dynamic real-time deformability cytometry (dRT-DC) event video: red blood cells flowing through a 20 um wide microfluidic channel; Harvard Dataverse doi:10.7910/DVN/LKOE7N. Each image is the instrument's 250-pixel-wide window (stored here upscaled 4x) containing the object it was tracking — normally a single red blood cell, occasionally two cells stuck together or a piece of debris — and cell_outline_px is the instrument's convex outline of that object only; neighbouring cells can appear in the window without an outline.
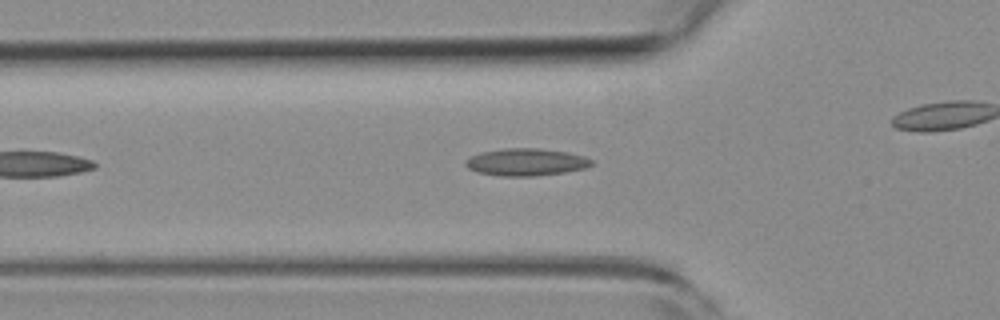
{"species": "common noctule bat (a hibernating species)", "species_latin": "Nyctalus noctula", "temperature_condition": "room temperature", "stored_images_in_passage": 33, "camera_frame_rate_fps": 3000, "um_per_image_px": 0.085, "animal": {"sex": "female", "body_mass_g": 19.3, "forearm_length_mm": 54.1}, "frame": {"image": 1, "passage_image": 8, "time_ms": 2.333, "image_size_px": [1000, 320], "cell_outline_px": [[592, 164], [584, 168], [564, 172], [536, 176], [500, 176], [476, 172], [468, 168], [464, 164], [464, 160], [480, 152], [504, 148], [540, 148], [568, 152], [584, 156], [592, 160]], "centroid_in_image_um": [44.68, 13.77], "position_along_channel_um": 81.1, "area_um2": 20.11}}
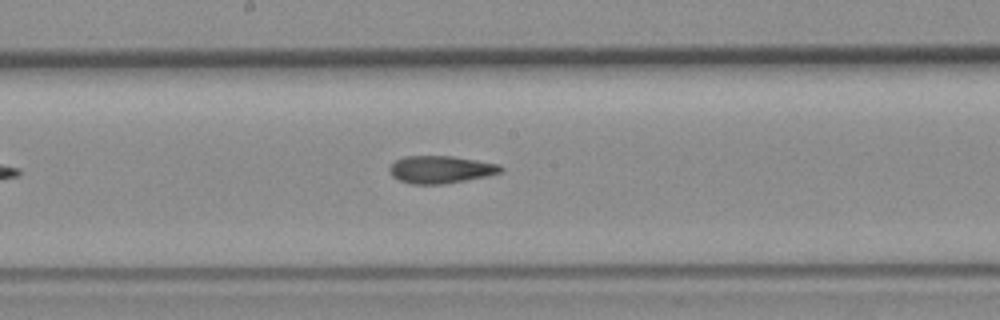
{"frame": {"image": 2, "passage_image": 18, "time_ms": 5.667, "image_size_px": [1000, 320], "cell_outline_px": [[504, 172], [488, 176], [444, 184], [412, 184], [400, 180], [392, 176], [388, 168], [396, 160], [404, 156], [452, 156], [500, 164], [504, 168]], "centroid_in_image_um": [37.5, 14.41], "position_along_channel_um": 210.7, "area_um2": 17.92}}
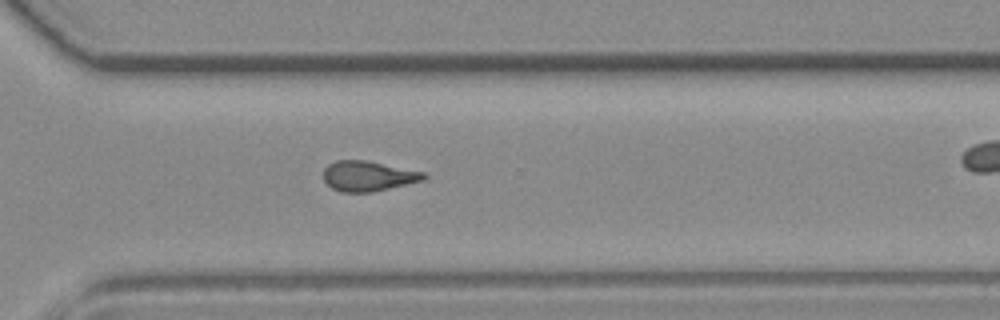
{"frame": {"image": 3, "passage_image": 28, "time_ms": 9.0, "image_size_px": [1000, 320], "cell_outline_px": [[428, 176], [424, 180], [372, 192], [340, 192], [332, 188], [324, 180], [324, 168], [328, 164], [336, 160], [364, 160], [428, 172]], "centroid_in_image_um": [31.32, 14.96], "position_along_channel_um": 339.3, "area_um2": 17.74}}